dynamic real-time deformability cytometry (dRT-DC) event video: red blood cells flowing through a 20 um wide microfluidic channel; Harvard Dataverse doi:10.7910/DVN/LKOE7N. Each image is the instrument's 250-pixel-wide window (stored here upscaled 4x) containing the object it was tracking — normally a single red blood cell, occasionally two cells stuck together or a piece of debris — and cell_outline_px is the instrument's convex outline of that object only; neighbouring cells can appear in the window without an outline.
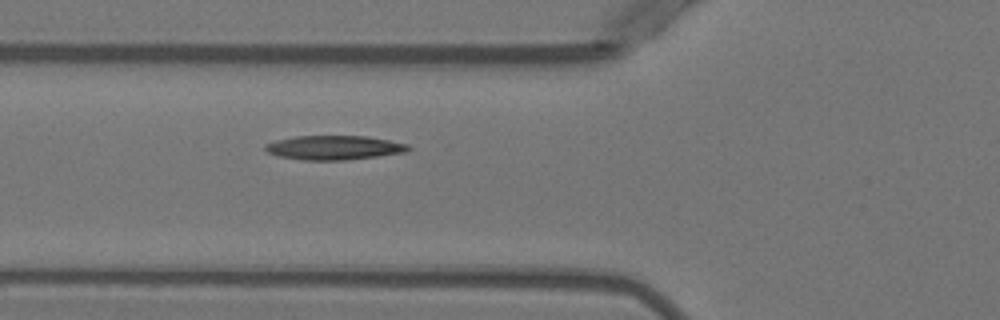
{"species": "Egyptian fruit bat (a non-hibernating species)", "species_latin": "Rousettus aegyptiacus", "temperature_condition": "warm", "stored_images_in_passage": 5, "camera_frame_rate_fps": 3000, "um_per_image_px": 0.085, "animal": {"sex": "female"}, "frame": {"image": 1, "passage_image": 5, "time_ms": 6.0, "image_size_px": [1000, 320], "cell_outline_px": [[412, 148], [404, 152], [376, 156], [344, 160], [304, 160], [276, 156], [268, 152], [264, 148], [264, 144], [276, 140], [296, 136], [368, 136], [408, 144]], "centroid_in_image_um": [28.36, 12.54], "position_along_channel_um": 97.4, "area_um2": 20.11}}